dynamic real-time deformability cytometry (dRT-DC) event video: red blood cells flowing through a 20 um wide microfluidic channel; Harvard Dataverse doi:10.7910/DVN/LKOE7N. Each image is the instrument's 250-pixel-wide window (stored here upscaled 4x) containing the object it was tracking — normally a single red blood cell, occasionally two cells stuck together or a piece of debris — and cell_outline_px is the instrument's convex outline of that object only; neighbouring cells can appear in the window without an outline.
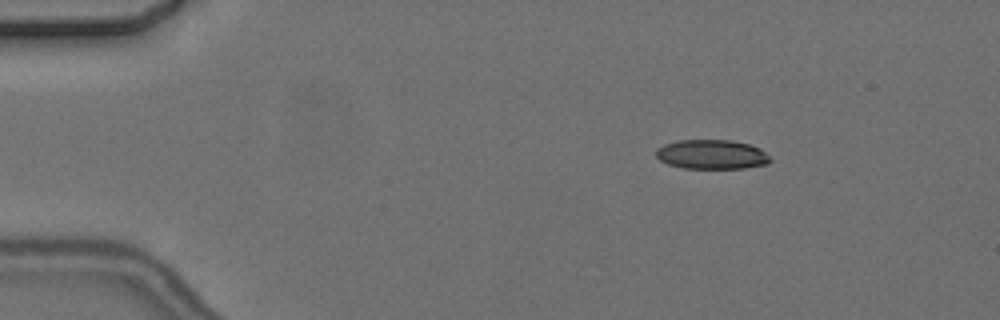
{"species": "common noctule bat (a hibernating species)", "species_latin": "Nyctalus noctula", "temperature_condition": "cold", "stored_images_in_passage": 4, "camera_frame_rate_fps": 3000, "um_per_image_px": 0.085, "animal": {"sex": "female", "body_mass_g": 24.6, "forearm_length_mm": 56.2}, "frame": {"image": 1, "passage_image": 3, "time_ms": 2.333, "image_size_px": [1000, 320], "cell_outline_px": [[772, 160], [768, 164], [744, 168], [684, 168], [668, 164], [660, 160], [656, 156], [656, 148], [664, 144], [676, 140], [732, 140], [748, 144], [760, 148]], "centroid_in_image_um": [60.48, 13.12], "position_along_channel_um": 24.5, "area_um2": 19.59}}